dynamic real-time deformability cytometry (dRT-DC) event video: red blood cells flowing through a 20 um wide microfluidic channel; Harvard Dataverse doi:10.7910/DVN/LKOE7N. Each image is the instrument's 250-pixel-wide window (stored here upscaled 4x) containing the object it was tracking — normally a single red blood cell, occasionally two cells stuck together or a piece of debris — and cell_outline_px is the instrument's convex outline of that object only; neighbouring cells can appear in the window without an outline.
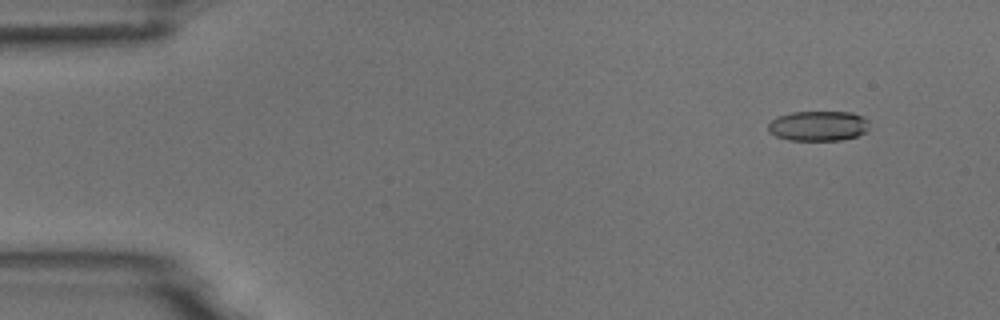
{"species": "common noctule bat (a hibernating species)", "species_latin": "Nyctalus noctula", "temperature_condition": "room temperature", "stored_images_in_passage": 54, "camera_frame_rate_fps": 3000, "um_per_image_px": 0.085, "animal": {"sex": "male", "body_mass_g": 18.8}, "frame": {"image": 1, "passage_image": 5, "time_ms": 1.333, "image_size_px": [1000, 320], "cell_outline_px": [[868, 128], [864, 132], [856, 136], [840, 140], [788, 140], [776, 136], [768, 132], [768, 124], [776, 116], [792, 112], [852, 112], [864, 116], [868, 120]], "centroid_in_image_um": [69.53, 10.69], "position_along_channel_um": 15.5, "area_um2": 17.8}}
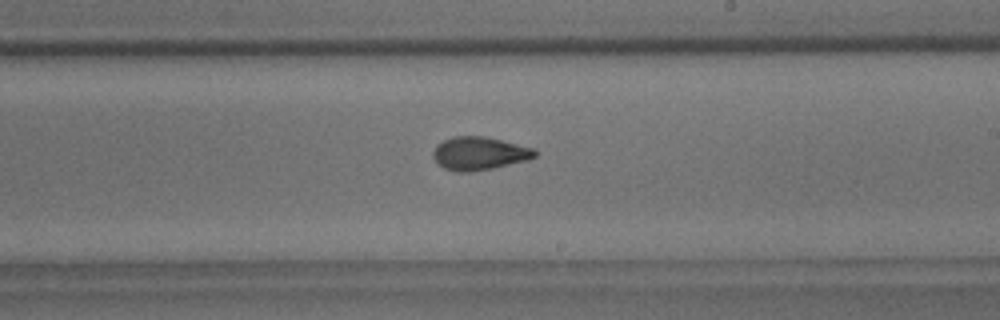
{"frame": {"image": 2, "passage_image": 32, "time_ms": 10.333, "image_size_px": [1000, 320], "cell_outline_px": [[536, 156], [528, 160], [492, 168], [472, 172], [456, 172], [444, 168], [432, 156], [432, 152], [436, 144], [452, 136], [484, 136], [532, 148], [536, 152]], "centroid_in_image_um": [40.7, 13.04], "position_along_channel_um": 248.3, "area_um2": 19.54}}
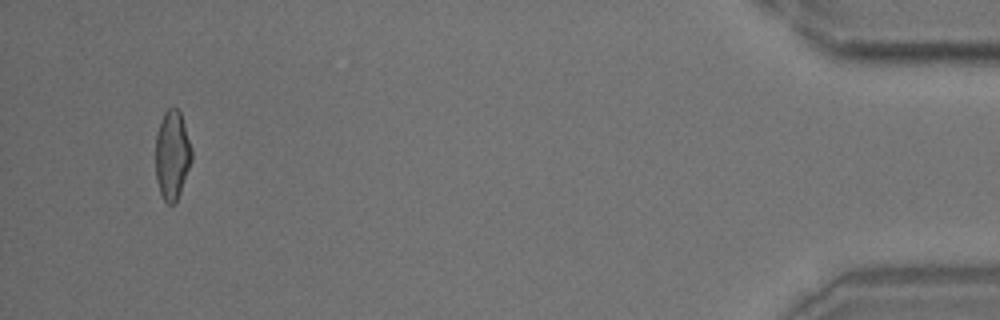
{"frame": {"image": 3, "passage_image": 52, "time_ms": 17.0, "image_size_px": [1000, 320], "cell_outline_px": [[192, 160], [176, 204], [168, 204], [164, 200], [160, 192], [156, 180], [156, 132], [164, 112], [168, 108], [176, 108], [180, 112], [192, 148]], "centroid_in_image_um": [14.64, 13.2], "position_along_channel_um": 420.6, "area_um2": 18.79}, "authors_computed_cell_mechanics": {"area_um2": 18.9584, "velocity_mm_per_s": 3.7361, "shape_relaxation_time_tau1_ms": 7.9462, "shape_relaxation_time_tau2_ms": 1.8709, "deformation_change_tau1": 0.2115, "deformation_change_tau2": 0.0857}}